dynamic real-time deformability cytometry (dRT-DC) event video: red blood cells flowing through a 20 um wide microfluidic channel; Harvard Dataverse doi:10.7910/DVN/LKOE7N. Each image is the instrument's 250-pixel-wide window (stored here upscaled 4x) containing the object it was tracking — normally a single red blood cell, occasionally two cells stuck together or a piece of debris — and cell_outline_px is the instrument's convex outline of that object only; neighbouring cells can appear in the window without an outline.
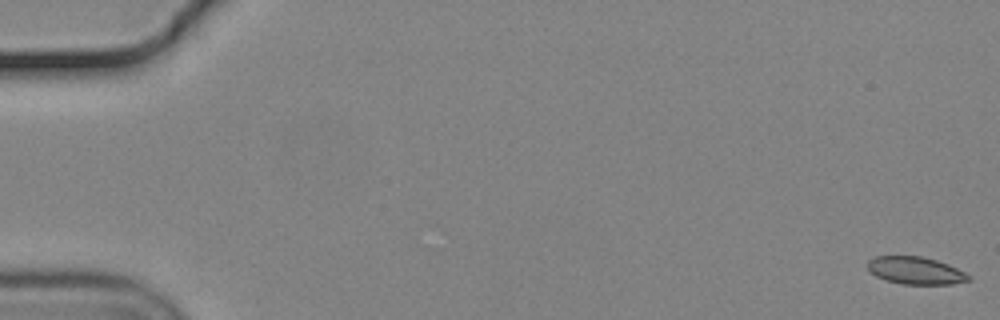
{"species": "common noctule bat (a hibernating species)", "species_latin": "Nyctalus noctula", "temperature_condition": "cold", "stored_images_in_passage": 56, "camera_frame_rate_fps": 3000, "um_per_image_px": 0.085, "animal": {"sex": "male", "body_mass_g": 19.2, "forearm_length_mm": 51.8}, "frame": {"image": 1, "passage_image": 1, "time_ms": 0.0, "image_size_px": [1000, 320], "cell_outline_px": [[972, 280], [952, 284], [904, 284], [888, 280], [876, 276], [868, 272], [868, 260], [872, 256], [920, 256], [936, 260], [948, 264], [972, 276]], "centroid_in_image_um": [77.82, 22.99], "position_along_channel_um": 7.2, "area_um2": 16.18}}
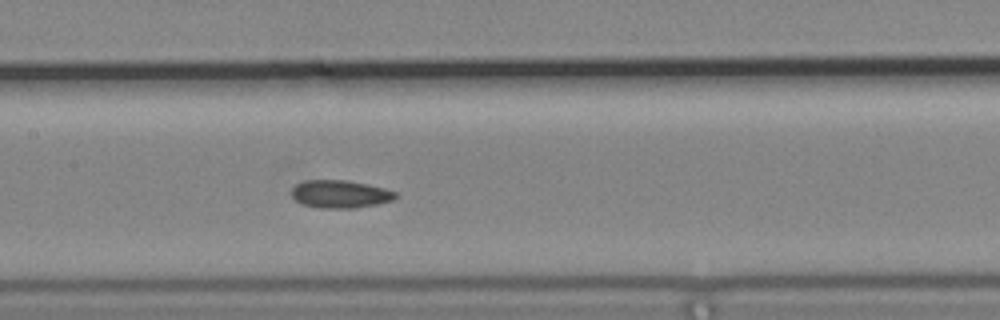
{"frame": {"image": 2, "passage_image": 28, "time_ms": 9.0, "image_size_px": [1000, 320], "cell_outline_px": [[400, 196], [392, 200], [376, 204], [352, 208], [320, 208], [304, 204], [296, 200], [292, 196], [292, 188], [296, 184], [304, 180], [344, 180], [368, 184], [384, 188], [396, 192]], "centroid_in_image_um": [28.93, 16.49], "position_along_channel_um": 178.5, "area_um2": 16.76}}
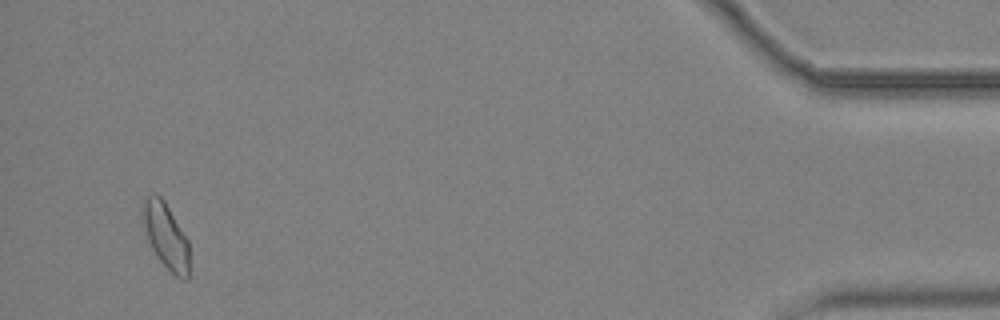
{"frame": {"image": 3, "passage_image": 54, "time_ms": 17.667, "image_size_px": [1000, 320], "cell_outline_px": [[188, 280], [180, 280], [160, 260], [152, 248], [148, 240], [140, 212], [140, 200], [156, 192], [164, 200], [188, 240]], "centroid_in_image_um": [14.05, 19.99], "position_along_channel_um": 421.1, "area_um2": 17.86}, "authors_computed_cell_mechanics": {"area_um2": 16.9065, "velocity_mm_per_s": 3.6993, "shape_relaxation_time_tau1_ms": null, "shape_relaxation_time_tau2_ms": 7.071, "deformation_change_tau1": null, "deformation_change_tau2": 0.0993}}